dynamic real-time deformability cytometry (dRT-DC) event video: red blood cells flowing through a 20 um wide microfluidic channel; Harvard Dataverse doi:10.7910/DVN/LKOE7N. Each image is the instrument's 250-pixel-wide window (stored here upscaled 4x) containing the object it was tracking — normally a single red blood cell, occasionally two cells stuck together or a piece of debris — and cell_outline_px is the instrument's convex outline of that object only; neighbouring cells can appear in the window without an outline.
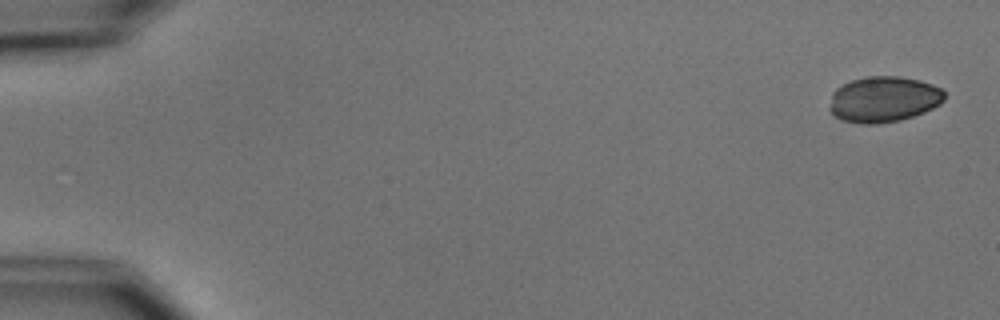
{"species": "common noctule bat (a hibernating species)", "species_latin": "Nyctalus noctula", "temperature_condition": "cold", "stored_images_in_passage": 6, "camera_frame_rate_fps": 3000, "um_per_image_px": 0.085, "animal": {"sex": "male", "body_mass_g": 15.6}, "frame": {"image": 1, "passage_image": 1, "time_ms": 0.0, "image_size_px": [1000, 320], "cell_outline_px": [[944, 100], [940, 104], [924, 112], [900, 120], [876, 124], [860, 124], [840, 120], [828, 108], [832, 92], [836, 88], [852, 80], [868, 76], [900, 76], [920, 80], [932, 84], [940, 88], [944, 92]], "centroid_in_image_um": [75.09, 8.44], "position_along_channel_um": 9.9, "area_um2": 30.81}}
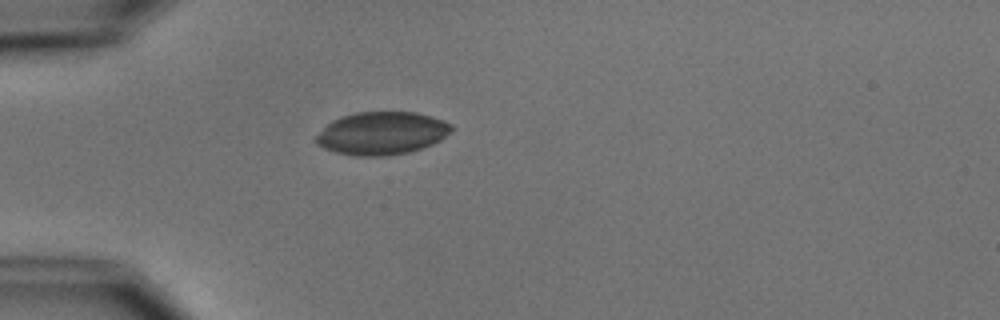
{"frame": {"image": 2, "passage_image": 5, "time_ms": 4.667, "image_size_px": [1000, 320], "cell_outline_px": [[452, 132], [440, 140], [432, 144], [408, 152], [388, 156], [356, 156], [336, 152], [324, 148], [316, 144], [312, 140], [332, 120], [340, 116], [356, 112], [416, 112], [432, 116], [452, 124]], "centroid_in_image_um": [32.44, 11.32], "position_along_channel_um": 52.6, "area_um2": 33.93}}